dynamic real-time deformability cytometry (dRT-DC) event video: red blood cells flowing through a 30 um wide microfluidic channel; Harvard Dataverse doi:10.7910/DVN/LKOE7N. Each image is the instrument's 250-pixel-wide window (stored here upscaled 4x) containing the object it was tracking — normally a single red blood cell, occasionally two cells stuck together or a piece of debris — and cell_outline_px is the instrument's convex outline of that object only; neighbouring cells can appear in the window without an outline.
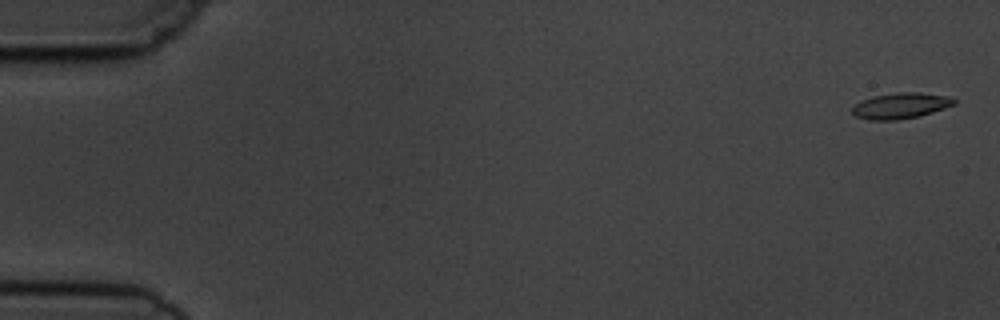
{"species": "common noctule bat (a hibernating species)", "species_latin": "Nyctalus noctula", "temperature_condition": "cold", "stored_images_in_passage": 4, "camera_frame_rate_fps": 3000, "um_per_image_px": 0.085, "animal": {"sex": "male", "body_mass_g": 19.5, "forearm_length_mm": 54.6}, "frame": {"image": 1, "passage_image": 1, "time_ms": 0.0, "image_size_px": [1000, 320], "cell_outline_px": [[956, 104], [920, 116], [896, 120], [868, 120], [856, 116], [852, 112], [852, 108], [860, 100], [872, 96], [900, 92], [920, 92], [948, 96], [956, 100]], "centroid_in_image_um": [76.55, 8.98], "position_along_channel_um": 8.4, "area_um2": 15.37}}